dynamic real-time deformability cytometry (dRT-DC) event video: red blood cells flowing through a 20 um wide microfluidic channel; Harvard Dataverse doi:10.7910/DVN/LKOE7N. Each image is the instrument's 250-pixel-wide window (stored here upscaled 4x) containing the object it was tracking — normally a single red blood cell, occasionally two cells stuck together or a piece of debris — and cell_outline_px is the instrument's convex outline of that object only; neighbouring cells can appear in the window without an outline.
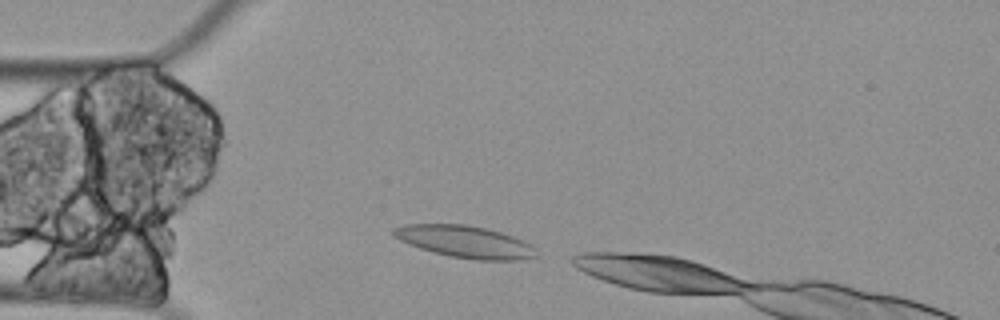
{"species": "Egyptian fruit bat (a non-hibernating species)", "species_latin": "Rousettus aegyptiacus", "temperature_condition": "cold", "stored_images_in_passage": 5, "camera_frame_rate_fps": 3000, "um_per_image_px": 0.085, "animal": {"sex": "female"}, "frame": {"image": 1, "passage_image": 1, "time_ms": 0.0, "image_size_px": [1000, 320], "cell_outline_px": [[536, 256], [524, 260], [476, 260], [452, 256], [432, 252], [420, 248], [400, 240], [392, 236], [392, 228], [404, 224], [464, 224], [484, 228], [500, 232], [524, 240], [532, 244], [536, 248]], "centroid_in_image_um": [39.54, 20.54], "position_along_channel_um": 45.5, "area_um2": 26.7}}